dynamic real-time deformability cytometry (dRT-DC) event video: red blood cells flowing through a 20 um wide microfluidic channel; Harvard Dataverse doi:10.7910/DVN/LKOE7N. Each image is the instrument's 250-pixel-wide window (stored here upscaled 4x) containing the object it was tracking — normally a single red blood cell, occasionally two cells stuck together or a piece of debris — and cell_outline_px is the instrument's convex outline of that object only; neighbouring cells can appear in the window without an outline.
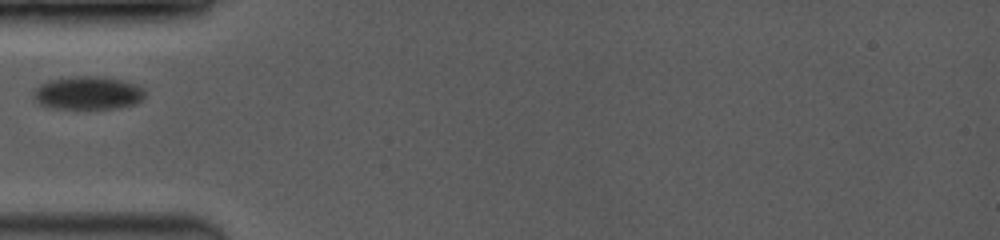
{"species": "common noctule bat (a hibernating species)", "species_latin": "Nyctalus noctula", "temperature_condition": "room temperature", "stored_images_in_passage": 5, "camera_frame_rate_fps": 3500, "um_per_image_px": 0.085, "animal": {"sex": "female", "body_mass_g": 19.0, "forearm_length_mm": 53.3}, "frame": {"image": 1, "passage_image": 1, "time_ms": 0.0, "image_size_px": [1000, 240], "cell_outline_px": [[144, 96], [136, 104], [116, 108], [52, 108], [40, 104], [36, 100], [36, 88], [40, 84], [48, 80], [68, 76], [104, 76], [120, 80], [132, 84], [140, 88], [144, 92]], "centroid_in_image_um": [7.45, 7.89], "position_along_channel_um": 77.5, "area_um2": 21.21}}
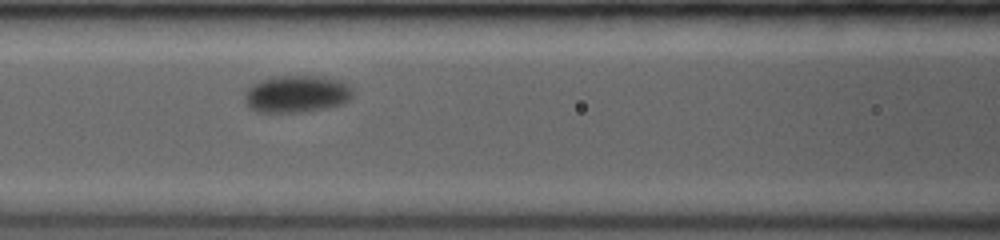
{"frame": {"image": 2, "passage_image": 3, "time_ms": 1.714, "image_size_px": [1000, 240], "cell_outline_px": [[352, 96], [344, 104], [328, 108], [304, 112], [256, 112], [248, 108], [244, 100], [244, 92], [252, 84], [276, 76], [324, 76], [340, 80], [348, 84], [352, 88]], "centroid_in_image_um": [25.22, 8.0], "position_along_channel_um": 141.4, "area_um2": 23.76}}
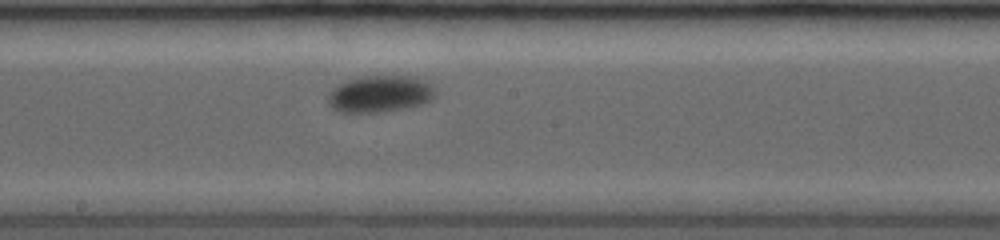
{"frame": {"image": 3, "passage_image": 5, "time_ms": 3.714, "image_size_px": [1000, 240], "cell_outline_px": [[436, 96], [432, 100], [424, 104], [408, 108], [384, 112], [340, 112], [332, 108], [328, 104], [328, 96], [332, 88], [336, 84], [348, 80], [364, 76], [416, 76], [428, 80], [432, 84]], "centroid_in_image_um": [32.34, 7.98], "position_along_channel_um": 215.9, "area_um2": 23.52}}